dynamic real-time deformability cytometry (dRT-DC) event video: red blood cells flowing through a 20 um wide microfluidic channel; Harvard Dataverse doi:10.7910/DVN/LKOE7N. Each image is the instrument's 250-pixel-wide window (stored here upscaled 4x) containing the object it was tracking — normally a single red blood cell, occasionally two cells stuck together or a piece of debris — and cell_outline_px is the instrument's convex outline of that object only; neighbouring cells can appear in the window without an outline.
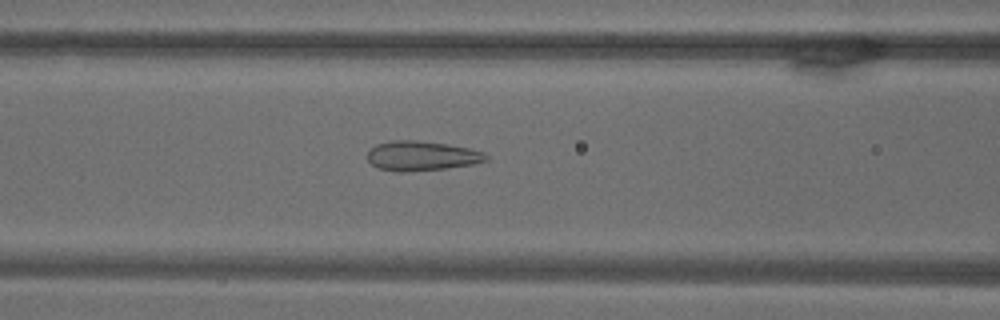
{"species": "common noctule bat (a hibernating species)", "species_latin": "Nyctalus noctula", "temperature_condition": "warm", "stored_images_in_passage": 69, "camera_frame_rate_fps": 3000, "um_per_image_px": 0.085, "animal": {"sex": "male", "body_mass_g": 18.8}, "frame": {"image": 1, "passage_image": 29, "time_ms": 9.333, "image_size_px": [1000, 320], "cell_outline_px": [[488, 160], [472, 164], [444, 168], [404, 172], [396, 172], [376, 168], [368, 160], [368, 152], [376, 144], [392, 140], [416, 140], [448, 144], [468, 148], [484, 152], [488, 156]], "centroid_in_image_um": [35.82, 13.25], "position_along_channel_um": 130.8, "area_um2": 20.46}}
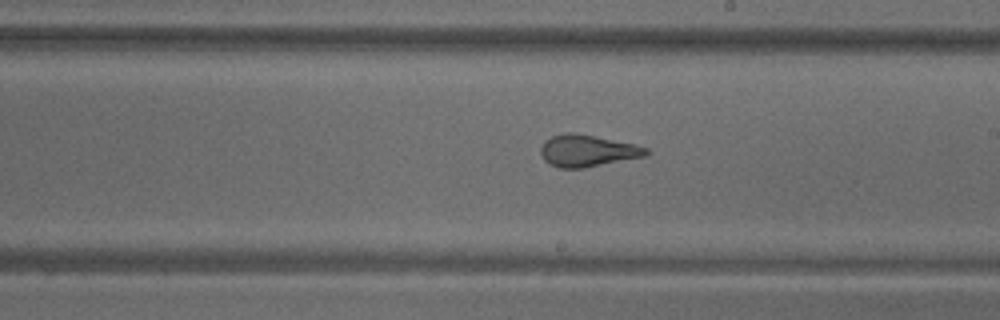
{"frame": {"image": 2, "passage_image": 40, "time_ms": 13.0, "image_size_px": [1000, 320], "cell_outline_px": [[652, 152], [648, 156], [584, 168], [560, 168], [548, 164], [544, 160], [540, 152], [540, 148], [544, 140], [552, 136], [564, 132], [572, 132], [636, 144], [648, 148]], "centroid_in_image_um": [49.95, 12.82], "position_along_channel_um": 239.0, "area_um2": 19.88}}
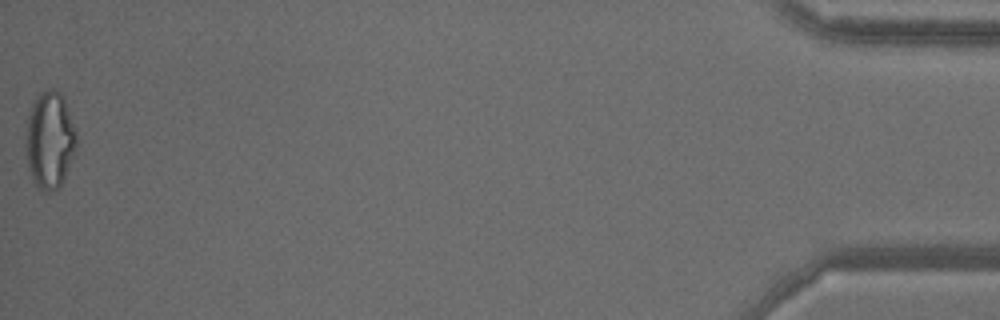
{"frame": {"image": 3, "passage_image": 69, "time_ms": 22.667, "image_size_px": [1000, 320], "cell_outline_px": [[76, 144], [72, 156], [60, 188], [48, 192], [40, 192], [36, 188], [28, 168], [24, 148], [24, 144], [28, 116], [32, 104], [36, 96], [40, 92], [48, 88], [52, 88], [60, 92], [64, 96], [76, 132]], "centroid_in_image_um": [4.19, 11.91], "position_along_channel_um": 431.0, "area_um2": 29.07}}